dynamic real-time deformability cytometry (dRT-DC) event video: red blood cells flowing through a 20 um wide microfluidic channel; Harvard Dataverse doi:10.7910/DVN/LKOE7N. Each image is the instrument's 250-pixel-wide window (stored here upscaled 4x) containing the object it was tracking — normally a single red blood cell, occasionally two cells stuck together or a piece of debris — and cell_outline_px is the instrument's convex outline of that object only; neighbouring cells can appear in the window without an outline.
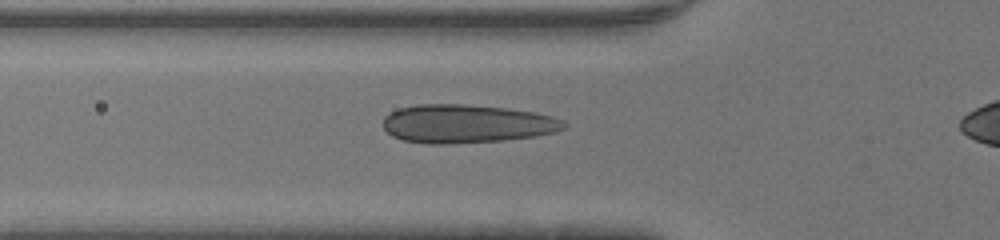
{"species": "human", "species_latin": "Homo sapiens", "temperature_condition": "warm", "stored_images_in_passage": 32, "camera_frame_rate_fps": 3000, "um_per_image_px": 0.085, "donor": {"sex": "male"}, "frame": {"image": 1, "passage_image": 8, "time_ms": 2.333, "image_size_px": [1000, 240], "cell_outline_px": [[568, 128], [536, 136], [504, 140], [448, 144], [428, 144], [404, 140], [392, 136], [380, 124], [384, 116], [400, 108], [416, 104], [464, 104], [504, 108], [536, 112], [552, 116], [564, 120], [568, 124]], "centroid_in_image_um": [39.67, 10.52], "position_along_channel_um": 86.1, "area_um2": 40.81}}
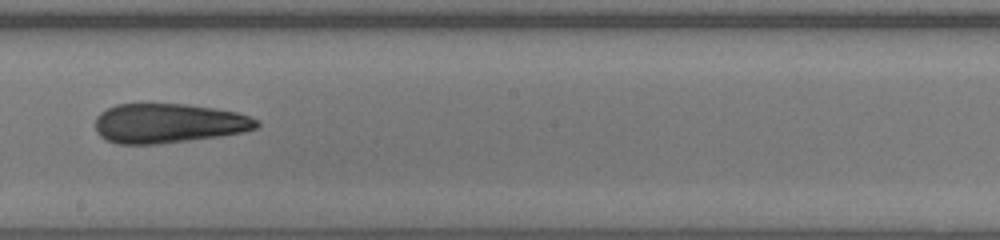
{"frame": {"image": 2, "passage_image": 18, "time_ms": 5.667, "image_size_px": [1000, 240], "cell_outline_px": [[260, 124], [256, 128], [244, 132], [220, 136], [156, 144], [116, 144], [100, 136], [96, 132], [96, 116], [100, 112], [116, 104], [188, 104], [236, 112], [260, 120]], "centroid_in_image_um": [14.31, 10.48], "position_along_channel_um": 233.9, "area_um2": 37.11}}
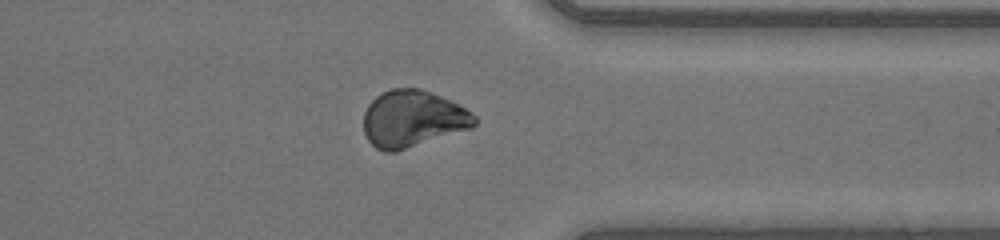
{"frame": {"image": 3, "passage_image": 28, "time_ms": 9.0, "image_size_px": [1000, 240], "cell_outline_px": [[476, 124], [472, 128], [396, 152], [384, 152], [376, 148], [368, 140], [364, 132], [364, 112], [368, 104], [380, 92], [392, 88], [420, 88], [460, 104], [472, 112], [476, 116]], "centroid_in_image_um": [35.08, 10.1], "position_along_channel_um": 376.3, "area_um2": 36.99}}